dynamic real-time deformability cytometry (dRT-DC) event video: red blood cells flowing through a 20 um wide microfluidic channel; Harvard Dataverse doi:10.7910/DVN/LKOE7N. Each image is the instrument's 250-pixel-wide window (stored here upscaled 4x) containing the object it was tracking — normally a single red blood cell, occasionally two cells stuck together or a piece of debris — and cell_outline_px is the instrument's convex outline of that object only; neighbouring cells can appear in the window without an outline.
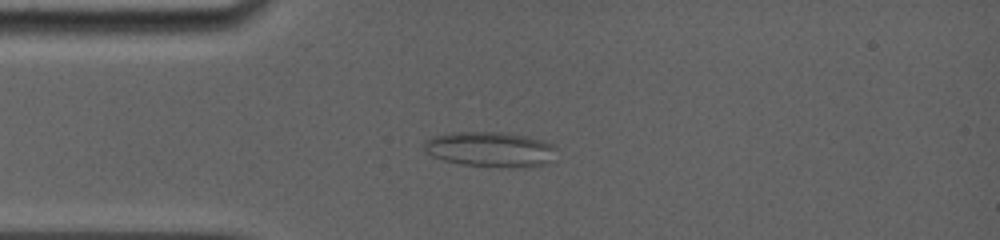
{"species": "common noctule bat (a hibernating species)", "species_latin": "Nyctalus noctula", "temperature_condition": "room temperature", "stored_images_in_passage": 43, "camera_frame_rate_fps": 5000, "um_per_image_px": 0.085, "animal": {"sex": "female", "body_mass_g": 19.0, "forearm_length_mm": 56.7}, "frame": {"image": 1, "passage_image": 12, "time_ms": 3.8, "image_size_px": [1000, 240], "cell_outline_px": [[556, 148], [548, 160], [544, 164], [524, 168], [460, 164], [444, 160], [432, 156], [424, 148], [424, 140], [432, 136], [456, 132], [508, 132], [528, 136], [544, 140], [552, 144]], "centroid_in_image_um": [41.66, 12.67], "position_along_channel_um": 43.3, "area_um2": 26.99}}
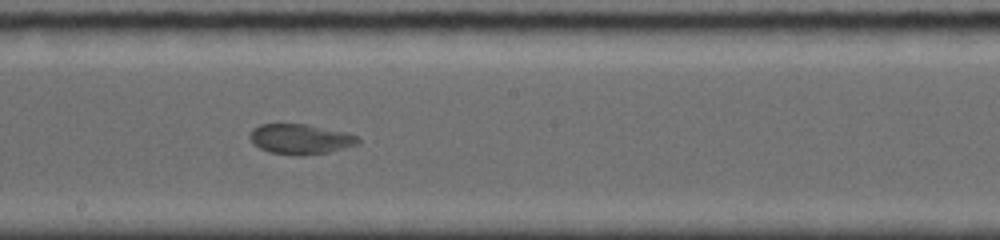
{"frame": {"image": 2, "passage_image": 26, "time_ms": 8.8, "image_size_px": [1000, 240], "cell_outline_px": [[360, 140], [356, 144], [328, 152], [268, 152], [260, 148], [248, 136], [252, 128], [260, 124], [304, 124], [344, 132], [356, 136]], "centroid_in_image_um": [25.48, 11.76], "position_along_channel_um": 222.7, "area_um2": 17.8}}
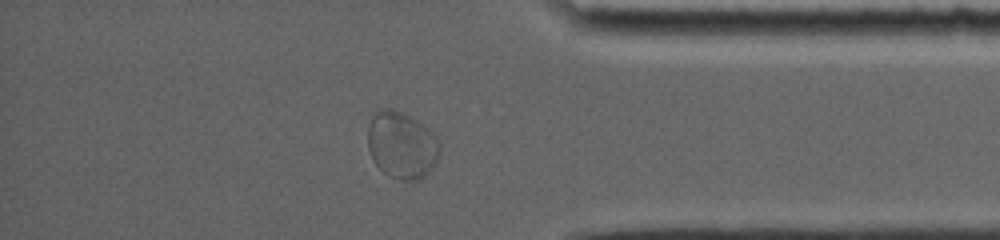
{"frame": {"image": 3, "passage_image": 39, "time_ms": 13.6, "image_size_px": [1000, 240], "cell_outline_px": [[440, 148], [436, 160], [428, 172], [420, 180], [400, 180], [388, 176], [376, 164], [368, 148], [368, 128], [372, 116], [380, 108], [392, 108], [416, 120], [440, 144]], "centroid_in_image_um": [34.1, 12.35], "position_along_channel_um": 401.1, "area_um2": 27.4}}